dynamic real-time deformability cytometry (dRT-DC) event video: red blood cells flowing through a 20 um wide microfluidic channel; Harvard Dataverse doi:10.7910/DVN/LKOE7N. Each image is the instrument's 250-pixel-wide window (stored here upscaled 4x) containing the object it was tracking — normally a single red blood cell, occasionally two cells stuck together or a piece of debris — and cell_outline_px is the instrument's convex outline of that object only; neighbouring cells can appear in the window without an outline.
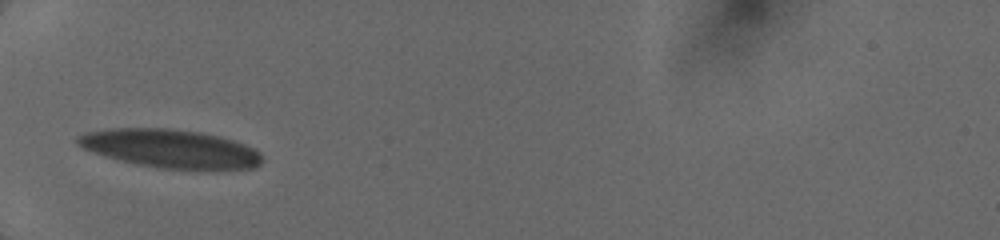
{"species": "human", "species_latin": "Homo sapiens", "temperature_condition": "cold", "stored_images_in_passage": 8, "camera_frame_rate_fps": 3000, "um_per_image_px": 0.085, "donor": {"sex": "female"}, "frame": {"image": 1, "passage_image": 1, "time_ms": 0.0, "image_size_px": [1000, 240], "cell_outline_px": [[260, 164], [256, 168], [160, 168], [136, 164], [104, 156], [80, 148], [76, 144], [76, 136], [84, 132], [108, 128], [168, 128], [200, 132], [220, 136], [244, 144], [260, 152]], "centroid_in_image_um": [14.38, 12.6], "position_along_channel_um": 70.6, "area_um2": 41.1}}